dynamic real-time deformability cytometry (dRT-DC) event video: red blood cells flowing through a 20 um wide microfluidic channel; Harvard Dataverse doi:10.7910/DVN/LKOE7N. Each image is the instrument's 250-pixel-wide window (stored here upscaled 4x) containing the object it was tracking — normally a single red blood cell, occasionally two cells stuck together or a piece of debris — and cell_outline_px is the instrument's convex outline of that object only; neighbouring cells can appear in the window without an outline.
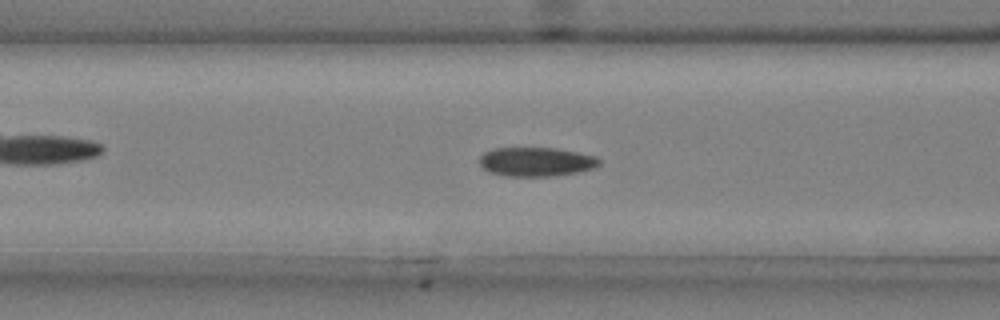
{"species": "common noctule bat (a hibernating species)", "species_latin": "Nyctalus noctula", "temperature_condition": "cold", "stored_images_in_passage": 50, "camera_frame_rate_fps": 3000, "um_per_image_px": 0.085, "animal": {"sex": "male", "body_mass_g": 20.4}, "frame": {"image": 1, "passage_image": 20, "time_ms": 6.333, "image_size_px": [1000, 320], "cell_outline_px": [[600, 164], [596, 168], [556, 176], [508, 176], [488, 172], [480, 164], [480, 156], [484, 152], [492, 148], [556, 148], [596, 156], [600, 160]], "centroid_in_image_um": [45.58, 13.75], "position_along_channel_um": 121.0, "area_um2": 20.35}}
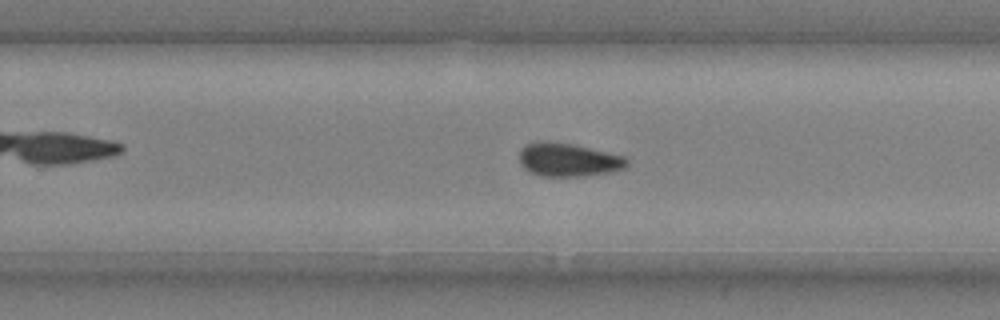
{"frame": {"image": 2, "passage_image": 33, "time_ms": 10.667, "image_size_px": [1000, 320], "cell_outline_px": [[628, 164], [624, 168], [612, 172], [584, 176], [544, 176], [528, 172], [520, 164], [520, 152], [524, 144], [540, 140], [548, 140], [572, 144], [624, 156], [628, 160]], "centroid_in_image_um": [48.27, 13.57], "position_along_channel_um": 281.5, "area_um2": 21.1}}
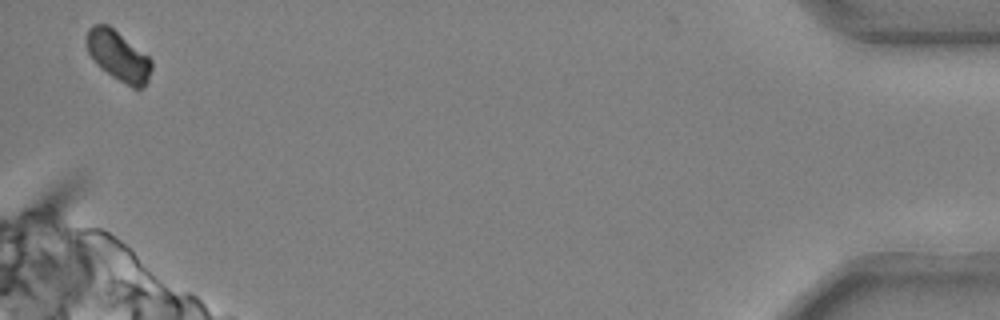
{"frame": {"image": 3, "passage_image": 50, "time_ms": 16.333, "image_size_px": [1000, 320], "cell_outline_px": [[152, 68], [148, 80], [144, 88], [132, 88], [112, 76], [88, 52], [84, 40], [88, 28], [92, 24], [108, 24], [148, 56], [152, 60]], "centroid_in_image_um": [10.06, 4.73], "position_along_channel_um": 425.1, "area_um2": 18.73}, "authors_computed_cell_mechanics": {"area_um2": 20.6057, "velocity_mm_per_s": 3.7061, "shape_relaxation_time_tau1_ms": 7.5419, "shape_relaxation_time_tau2_ms": null, "deformation_change_tau1": 0.1452, "deformation_change_tau2": null}}